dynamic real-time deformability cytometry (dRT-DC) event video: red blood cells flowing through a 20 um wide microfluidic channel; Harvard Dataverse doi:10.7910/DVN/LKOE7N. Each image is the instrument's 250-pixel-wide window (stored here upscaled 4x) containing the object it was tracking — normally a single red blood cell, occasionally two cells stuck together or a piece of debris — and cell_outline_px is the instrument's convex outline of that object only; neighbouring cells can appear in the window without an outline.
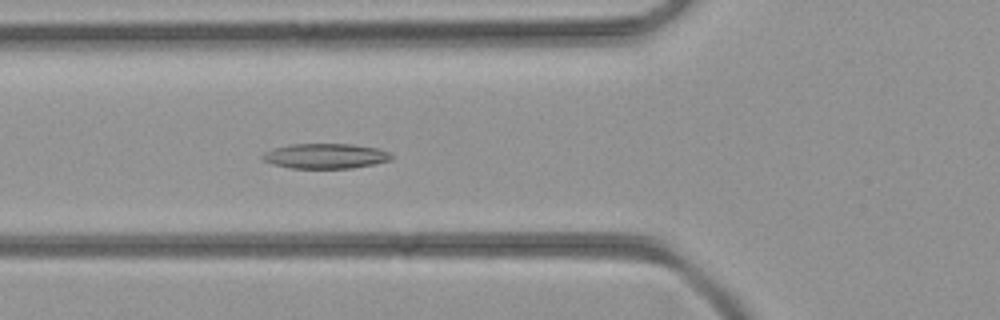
{"species": "common noctule bat (a hibernating species)", "species_latin": "Nyctalus noctula", "temperature_condition": "room temperature", "stored_images_in_passage": 38, "camera_frame_rate_fps": 3000, "um_per_image_px": 0.085, "animal": {"sex": "female", "body_mass_g": 21.9}, "frame": {"image": 1, "passage_image": 10, "time_ms": 3.0, "image_size_px": [1000, 320], "cell_outline_px": [[392, 160], [352, 168], [292, 168], [272, 164], [264, 160], [260, 156], [264, 152], [272, 148], [288, 144], [352, 144], [380, 148], [392, 152]], "centroid_in_image_um": [27.67, 13.25], "position_along_channel_um": 98.1, "area_um2": 19.02}}
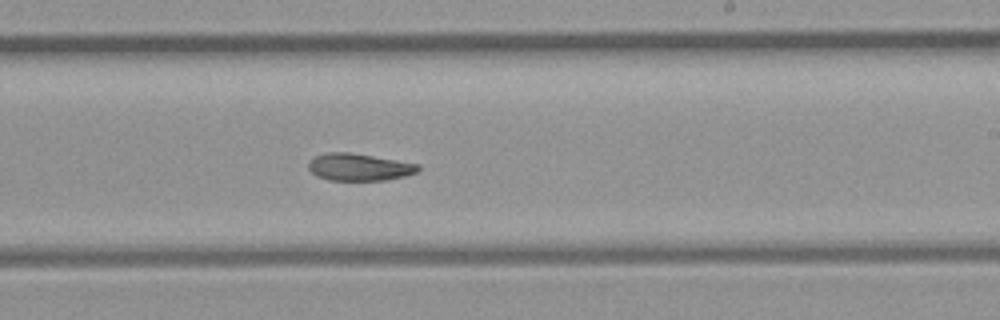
{"frame": {"image": 2, "passage_image": 20, "time_ms": 6.333, "image_size_px": [1000, 320], "cell_outline_px": [[420, 168], [416, 172], [404, 176], [384, 180], [328, 180], [316, 176], [308, 168], [308, 160], [316, 156], [328, 152], [348, 152], [420, 164]], "centroid_in_image_um": [30.49, 14.2], "position_along_channel_um": 258.5, "area_um2": 17.28}}
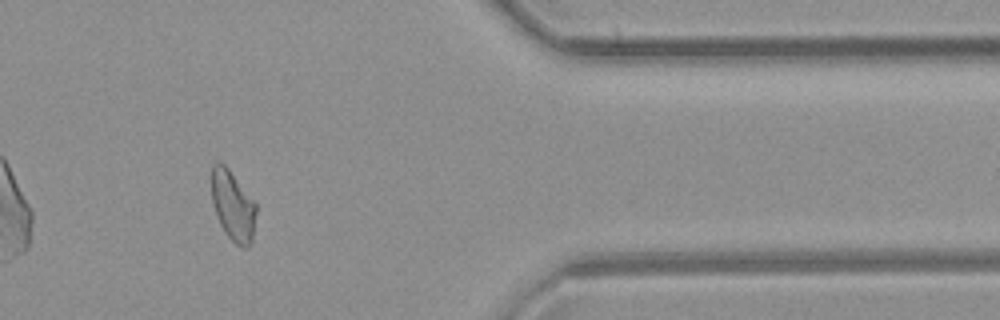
{"frame": {"image": 3, "passage_image": 30, "time_ms": 9.667, "image_size_px": [1000, 320], "cell_outline_px": [[256, 212], [252, 244], [248, 248], [244, 248], [236, 244], [228, 236], [220, 224], [216, 216], [212, 204], [212, 164], [216, 160], [224, 164], [228, 168], [256, 204]], "centroid_in_image_um": [19.79, 17.5], "position_along_channel_um": 391.6, "area_um2": 18.21}}